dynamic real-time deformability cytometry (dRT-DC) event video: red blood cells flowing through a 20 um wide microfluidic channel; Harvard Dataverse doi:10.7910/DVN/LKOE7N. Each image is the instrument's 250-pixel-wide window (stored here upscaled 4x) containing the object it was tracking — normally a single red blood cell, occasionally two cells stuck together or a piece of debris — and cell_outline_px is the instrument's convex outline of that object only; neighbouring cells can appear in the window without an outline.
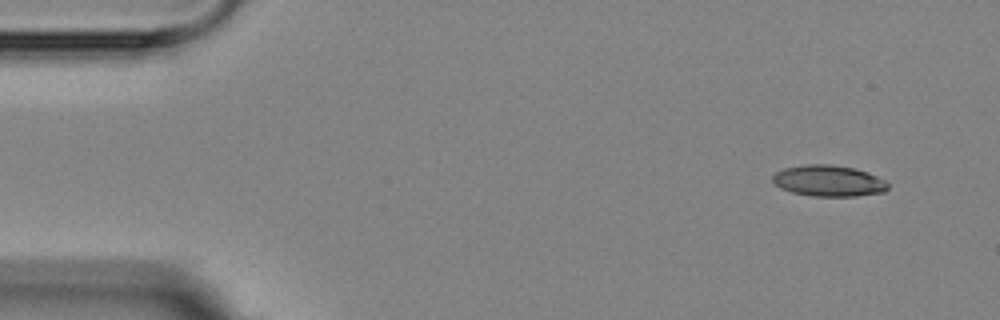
{"species": "Egyptian fruit bat (a non-hibernating species)", "species_latin": "Rousettus aegyptiacus", "temperature_condition": "room temperature", "stored_images_in_passage": 4, "camera_frame_rate_fps": 3000, "um_per_image_px": 0.085, "animal": {"sex": "female"}, "frame": {"image": 1, "passage_image": 1, "time_ms": 0.0, "image_size_px": [1000, 320], "cell_outline_px": [[888, 188], [884, 192], [856, 196], [812, 196], [792, 192], [780, 188], [772, 180], [772, 176], [776, 172], [784, 168], [804, 164], [828, 164], [856, 168], [868, 172], [884, 180], [888, 184]], "centroid_in_image_um": [70.43, 15.36], "position_along_channel_um": 14.6, "area_um2": 20.98}}
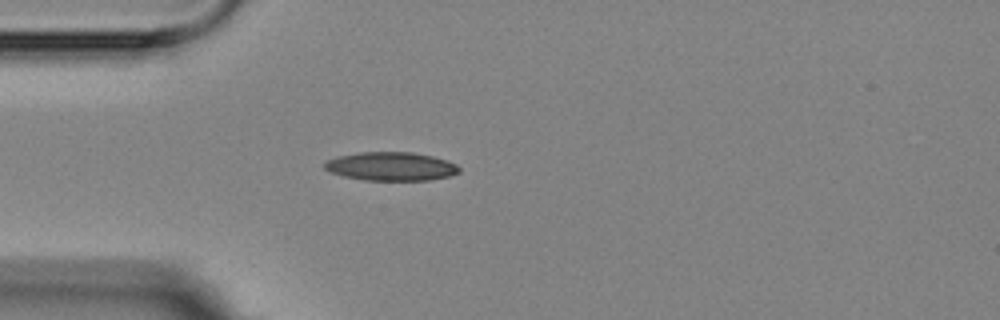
{"frame": {"image": 2, "passage_image": 4, "time_ms": 3.667, "image_size_px": [1000, 320], "cell_outline_px": [[460, 172], [448, 176], [428, 180], [364, 180], [344, 176], [332, 172], [324, 168], [324, 160], [336, 156], [360, 152], [412, 152], [432, 156], [456, 164], [460, 168]], "centroid_in_image_um": [33.2, 14.13], "position_along_channel_um": 51.8, "area_um2": 22.37}}